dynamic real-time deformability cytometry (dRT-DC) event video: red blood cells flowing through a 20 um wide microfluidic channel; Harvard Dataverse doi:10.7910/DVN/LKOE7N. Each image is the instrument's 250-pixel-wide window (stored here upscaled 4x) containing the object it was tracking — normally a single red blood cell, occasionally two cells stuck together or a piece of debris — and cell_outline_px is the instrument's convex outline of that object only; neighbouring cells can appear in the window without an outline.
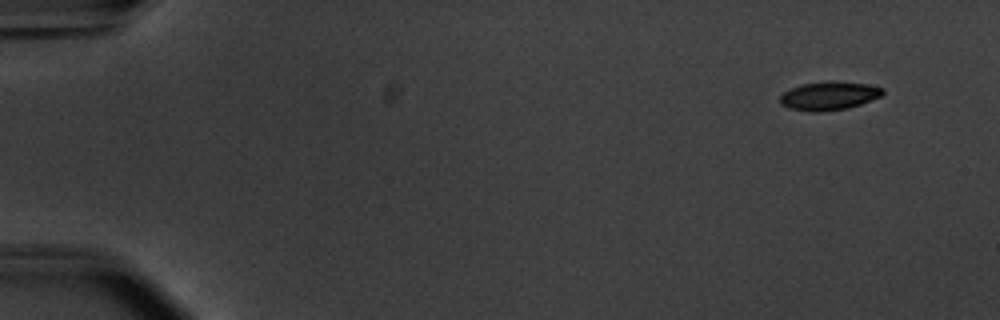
{"species": "common noctule bat (a hibernating species)", "species_latin": "Nyctalus noctula", "temperature_condition": "warm", "stored_images_in_passage": 51, "camera_frame_rate_fps": 3000, "um_per_image_px": 0.085, "animal": {"sex": "male", "body_mass_g": 20.1, "forearm_length_mm": 53.5}, "frame": {"image": 1, "passage_image": 1, "time_ms": 0.0, "image_size_px": [1000, 320], "cell_outline_px": [[884, 92], [880, 96], [860, 104], [848, 108], [820, 112], [812, 112], [788, 108], [780, 104], [780, 96], [784, 92], [792, 88], [804, 84], [832, 80], [836, 80], [864, 84], [884, 88]], "centroid_in_image_um": [70.45, 8.14], "position_along_channel_um": 14.6, "area_um2": 16.99}}
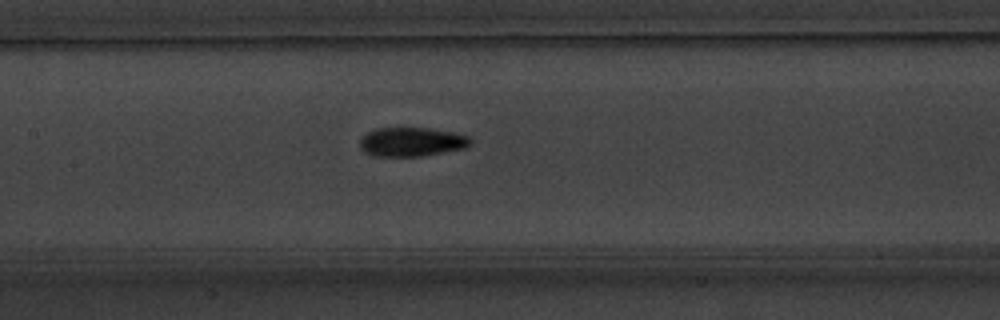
{"frame": {"image": 2, "passage_image": 24, "time_ms": 7.667, "image_size_px": [1000, 320], "cell_outline_px": [[472, 144], [464, 148], [420, 156], [376, 156], [364, 152], [360, 148], [360, 140], [368, 132], [376, 128], [432, 128], [456, 132], [468, 136], [472, 140]], "centroid_in_image_um": [35.01, 12.05], "position_along_channel_um": 172.4, "area_um2": 18.73}}
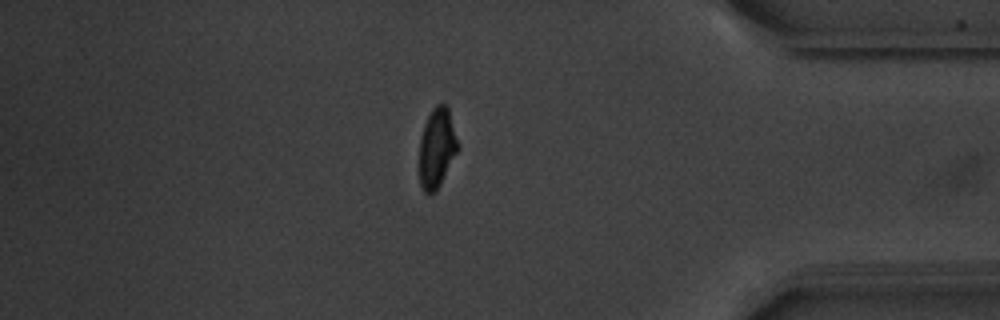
{"frame": {"image": 3, "passage_image": 44, "time_ms": 14.333, "image_size_px": [1000, 320], "cell_outline_px": [[460, 148], [436, 192], [424, 192], [420, 184], [420, 140], [424, 124], [432, 108], [436, 104], [444, 104], [448, 108], [460, 144]], "centroid_in_image_um": [37.16, 12.56], "position_along_channel_um": 398.0, "area_um2": 17.98}, "authors_computed_cell_mechanics": {"area_um2": 18.3226, "velocity_mm_per_s": 3.783, "shape_relaxation_time_tau1_ms": 3.1237, "shape_relaxation_time_tau2_ms": 2.3039, "deformation_change_tau1": 0.1551, "deformation_change_tau2": 0.0779}}